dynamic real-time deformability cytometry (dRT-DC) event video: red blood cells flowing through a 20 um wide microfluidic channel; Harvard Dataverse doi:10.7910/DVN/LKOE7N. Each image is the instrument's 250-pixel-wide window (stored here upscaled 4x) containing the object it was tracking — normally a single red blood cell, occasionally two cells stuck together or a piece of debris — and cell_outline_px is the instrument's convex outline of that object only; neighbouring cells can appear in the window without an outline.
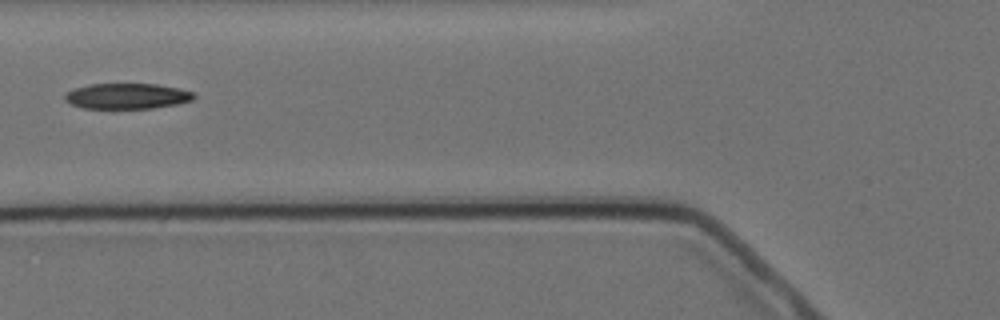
{"species": "Egyptian fruit bat (a non-hibernating species)", "species_latin": "Rousettus aegyptiacus", "temperature_condition": "cold", "stored_images_in_passage": 15, "camera_frame_rate_fps": 3000, "um_per_image_px": 0.085, "animal": {"sex": "female"}, "frame": {"image": 1, "passage_image": 6, "time_ms": 6.667, "image_size_px": [1000, 320], "cell_outline_px": [[196, 96], [192, 100], [176, 104], [152, 108], [84, 108], [72, 104], [64, 100], [64, 96], [68, 92], [76, 88], [88, 84], [156, 84], [180, 88], [192, 92]], "centroid_in_image_um": [10.81, 8.16], "position_along_channel_um": 115.0, "area_um2": 19.07}}
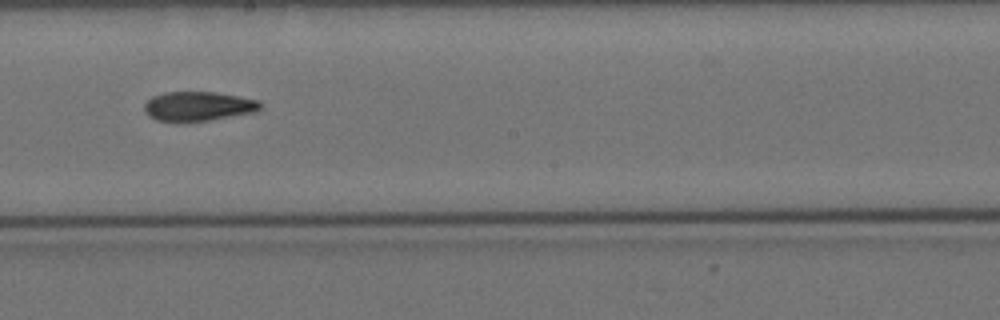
{"frame": {"image": 2, "passage_image": 9, "time_ms": 10.0, "image_size_px": [1000, 320], "cell_outline_px": [[260, 108], [256, 112], [208, 120], [156, 120], [148, 116], [144, 112], [144, 104], [152, 96], [164, 92], [212, 92], [260, 100]], "centroid_in_image_um": [16.83, 9.01], "position_along_channel_um": 231.4, "area_um2": 19.48}}
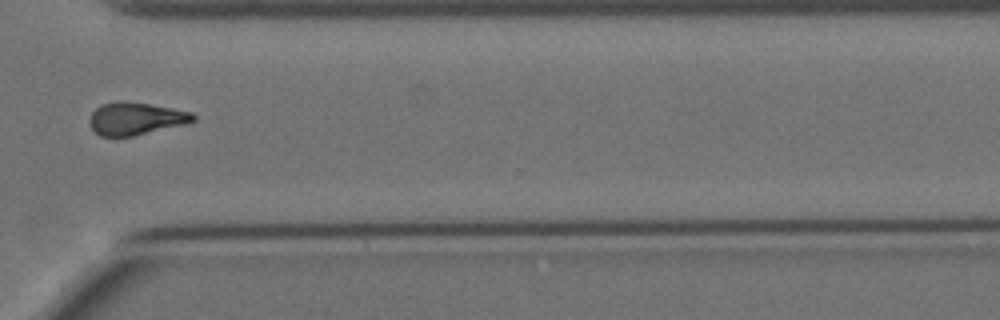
{"frame": {"image": 3, "passage_image": 12, "time_ms": 13.667, "image_size_px": [1000, 320], "cell_outline_px": [[196, 120], [188, 124], [132, 136], [100, 136], [92, 128], [88, 120], [92, 112], [100, 104], [116, 100], [120, 100], [148, 104], [172, 108], [192, 112], [196, 116]], "centroid_in_image_um": [11.55, 10.07], "position_along_channel_um": 359.1, "area_um2": 19.83}, "authors_computed_cell_mechanics": {"area_um2": 20.3456, "velocity_mm_per_s": 3.468, "shape_relaxation_time_tau1_ms": null, "shape_relaxation_time_tau2_ms": 3.7026, "deformation_change_tau1": null, "deformation_change_tau2": 0.1016}}